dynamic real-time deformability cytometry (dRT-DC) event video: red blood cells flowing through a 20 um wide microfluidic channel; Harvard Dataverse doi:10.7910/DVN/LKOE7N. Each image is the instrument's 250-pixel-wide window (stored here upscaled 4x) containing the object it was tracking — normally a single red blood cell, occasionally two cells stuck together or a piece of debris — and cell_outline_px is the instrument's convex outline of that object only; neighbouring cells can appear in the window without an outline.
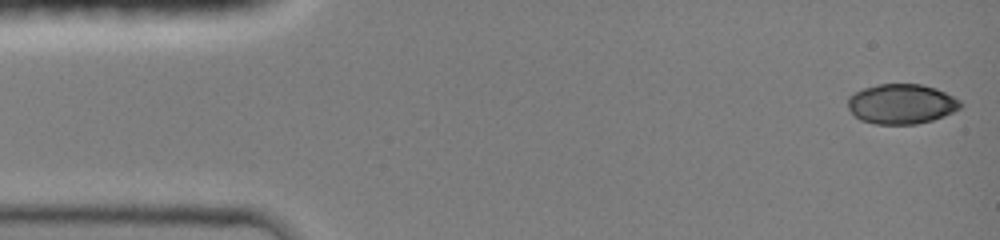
{"species": "common noctule bat (a hibernating species)", "species_latin": "Nyctalus noctula", "temperature_condition": "room temperature", "stored_images_in_passage": 45, "camera_frame_rate_fps": 3000, "um_per_image_px": 0.085, "animal": {"sex": "female", "body_mass_g": 19.0, "forearm_length_mm": 51.5}, "frame": {"image": 1, "passage_image": 1, "time_ms": 0.0, "image_size_px": [1000, 240], "cell_outline_px": [[964, 104], [960, 108], [944, 116], [932, 120], [916, 124], [876, 124], [860, 120], [848, 108], [848, 96], [864, 88], [880, 84], [920, 84], [936, 88], [960, 100]], "centroid_in_image_um": [76.63, 8.84], "position_along_channel_um": 8.4, "area_um2": 26.13}}
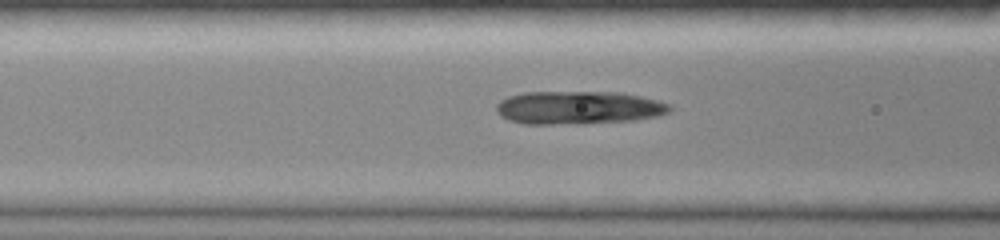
{"frame": {"image": 2, "passage_image": 17, "time_ms": 5.333, "image_size_px": [1000, 240], "cell_outline_px": [[672, 108], [668, 112], [656, 116], [636, 120], [552, 124], [524, 124], [508, 120], [500, 116], [496, 108], [496, 104], [500, 100], [508, 96], [524, 92], [620, 92], [640, 96], [656, 100], [668, 104]], "centroid_in_image_um": [49.12, 9.14], "position_along_channel_um": 117.5, "area_um2": 33.29}}
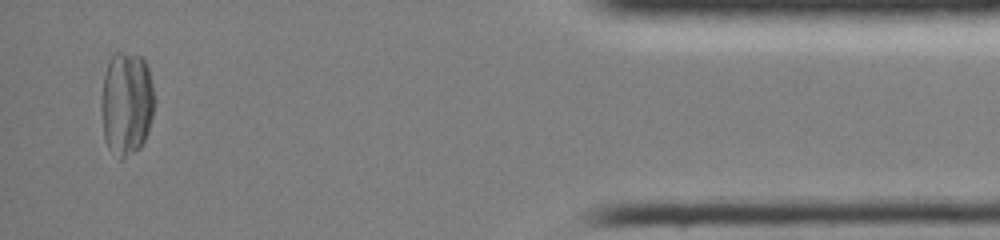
{"frame": {"image": 3, "passage_image": 43, "time_ms": 14.0, "image_size_px": [1000, 240], "cell_outline_px": [[152, 116], [148, 132], [140, 148], [120, 160], [108, 148], [104, 136], [100, 108], [100, 104], [104, 76], [108, 60], [116, 52], [124, 52], [144, 56], [148, 68], [152, 84]], "centroid_in_image_um": [10.72, 8.78], "position_along_channel_um": 424.5, "area_um2": 32.31}}